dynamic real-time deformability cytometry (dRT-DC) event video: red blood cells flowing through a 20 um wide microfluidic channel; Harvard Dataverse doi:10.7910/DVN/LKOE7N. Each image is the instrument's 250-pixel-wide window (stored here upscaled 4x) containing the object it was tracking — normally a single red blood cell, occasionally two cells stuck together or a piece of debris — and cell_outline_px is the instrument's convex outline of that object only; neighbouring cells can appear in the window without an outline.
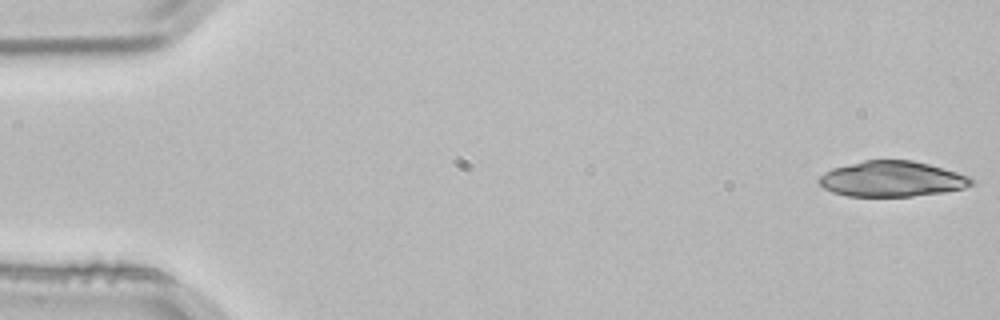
{"species": "common noctule bat (a hibernating species)", "species_latin": "Nyctalus noctula", "temperature_condition": "room temperature", "stored_images_in_passage": 3, "camera_frame_rate_fps": 3000, "um_per_image_px": 0.085, "animal": {"sex": "male", "body_mass_g": 21.5, "forearm_length_mm": 52.0}, "frame": {"image": 1, "passage_image": 1, "time_ms": 0.0, "image_size_px": [1000, 320], "cell_outline_px": [[972, 184], [964, 188], [944, 192], [912, 196], [848, 196], [832, 192], [824, 188], [820, 184], [820, 176], [824, 172], [832, 168], [864, 160], [912, 160], [928, 164], [956, 172], [968, 176], [972, 180]], "centroid_in_image_um": [75.79, 15.21], "position_along_channel_um": 9.2, "area_um2": 31.27}}